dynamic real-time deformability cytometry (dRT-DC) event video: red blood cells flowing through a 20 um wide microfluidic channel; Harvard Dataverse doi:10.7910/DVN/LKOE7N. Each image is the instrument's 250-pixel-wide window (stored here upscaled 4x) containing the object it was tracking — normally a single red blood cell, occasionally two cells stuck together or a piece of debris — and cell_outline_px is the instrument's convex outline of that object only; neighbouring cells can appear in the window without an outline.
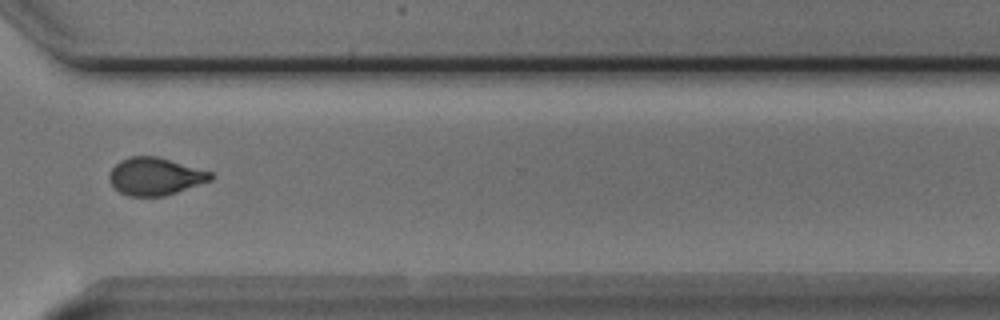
{"species": "Egyptian fruit bat (a non-hibernating species)", "species_latin": "Rousettus aegyptiacus", "temperature_condition": "cold", "stored_images_in_passage": 13, "camera_frame_rate_fps": 3000, "um_per_image_px": 0.085, "animal": {"sex": "male"}, "frame": {"image": 1, "passage_image": 10, "time_ms": 3.0, "image_size_px": [1000, 320], "cell_outline_px": [[212, 180], [164, 196], [128, 196], [120, 192], [108, 180], [108, 176], [112, 168], [120, 160], [132, 156], [156, 156], [212, 172]], "centroid_in_image_um": [13.16, 14.99], "position_along_channel_um": 357.4, "area_um2": 21.96}}